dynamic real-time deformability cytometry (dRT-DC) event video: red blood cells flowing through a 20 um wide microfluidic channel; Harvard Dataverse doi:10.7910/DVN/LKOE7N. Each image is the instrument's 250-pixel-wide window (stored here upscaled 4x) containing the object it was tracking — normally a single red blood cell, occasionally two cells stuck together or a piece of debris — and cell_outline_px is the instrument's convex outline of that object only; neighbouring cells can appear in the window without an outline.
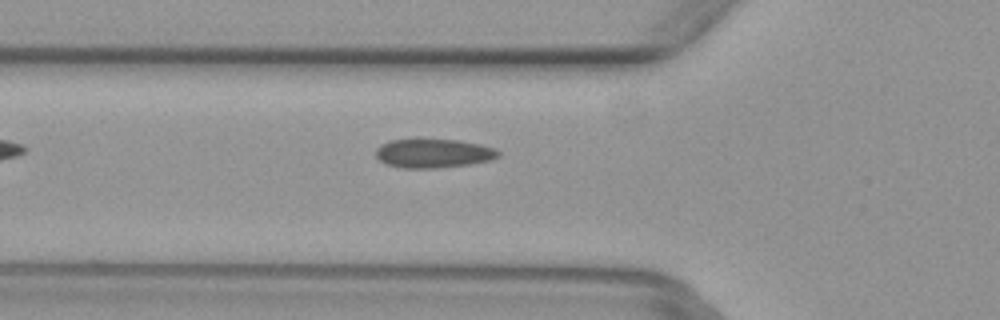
{"species": "common noctule bat (a hibernating species)", "species_latin": "Nyctalus noctula", "temperature_condition": "warm", "stored_images_in_passage": 3, "camera_frame_rate_fps": 3000, "um_per_image_px": 0.085, "animal": {"sex": "female", "body_mass_g": 29.2, "forearm_length_mm": 56.3}, "frame": {"image": 1, "passage_image": 3, "time_ms": 0.667, "image_size_px": [1000, 320], "cell_outline_px": [[500, 156], [492, 160], [468, 164], [440, 168], [404, 168], [388, 164], [380, 160], [376, 156], [376, 148], [380, 144], [388, 140], [460, 140], [480, 144], [496, 148], [500, 152]], "centroid_in_image_um": [36.87, 13.03], "position_along_channel_um": 88.9, "area_um2": 20.63}}